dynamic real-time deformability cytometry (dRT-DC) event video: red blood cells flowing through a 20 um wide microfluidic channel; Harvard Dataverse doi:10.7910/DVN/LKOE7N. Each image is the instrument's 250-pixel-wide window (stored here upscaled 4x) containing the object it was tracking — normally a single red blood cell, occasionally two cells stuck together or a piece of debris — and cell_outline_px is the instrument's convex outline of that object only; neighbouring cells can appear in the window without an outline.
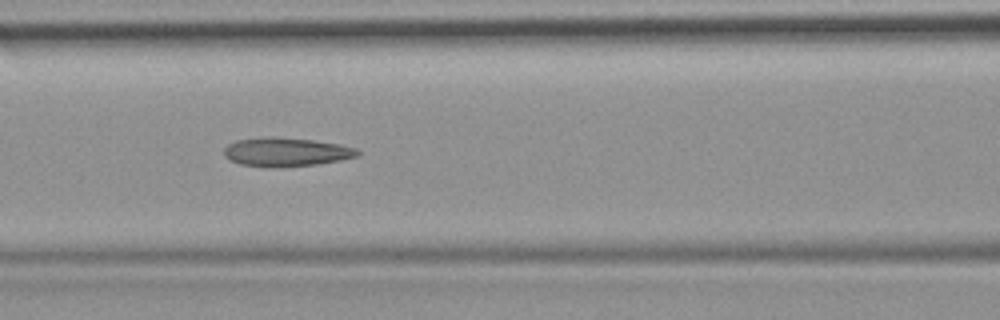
{"species": "common noctule bat (a hibernating species)", "species_latin": "Nyctalus noctula", "temperature_condition": "room temperature", "stored_images_in_passage": 8, "camera_frame_rate_fps": 3000, "um_per_image_px": 0.085, "animal": {"sex": "female", "body_mass_g": 19.9}, "frame": {"image": 1, "passage_image": 6, "time_ms": 6.333, "image_size_px": [1000, 320], "cell_outline_px": [[360, 152], [356, 156], [340, 160], [316, 164], [276, 168], [268, 168], [240, 164], [228, 160], [224, 156], [224, 148], [228, 144], [236, 140], [312, 140], [340, 144], [356, 148]], "centroid_in_image_um": [24.32, 12.98], "position_along_channel_um": 142.3, "area_um2": 21.44}}
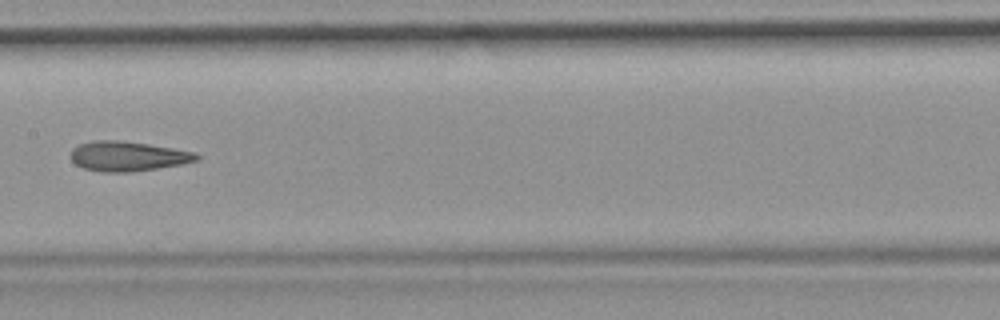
{"frame": {"image": 2, "passage_image": 7, "time_ms": 7.667, "image_size_px": [1000, 320], "cell_outline_px": [[200, 156], [196, 160], [180, 164], [132, 172], [104, 172], [84, 168], [76, 164], [72, 160], [72, 148], [80, 144], [92, 140], [120, 140], [148, 144], [196, 152]], "centroid_in_image_um": [10.85, 13.27], "position_along_channel_um": 196.6, "area_um2": 21.62}}